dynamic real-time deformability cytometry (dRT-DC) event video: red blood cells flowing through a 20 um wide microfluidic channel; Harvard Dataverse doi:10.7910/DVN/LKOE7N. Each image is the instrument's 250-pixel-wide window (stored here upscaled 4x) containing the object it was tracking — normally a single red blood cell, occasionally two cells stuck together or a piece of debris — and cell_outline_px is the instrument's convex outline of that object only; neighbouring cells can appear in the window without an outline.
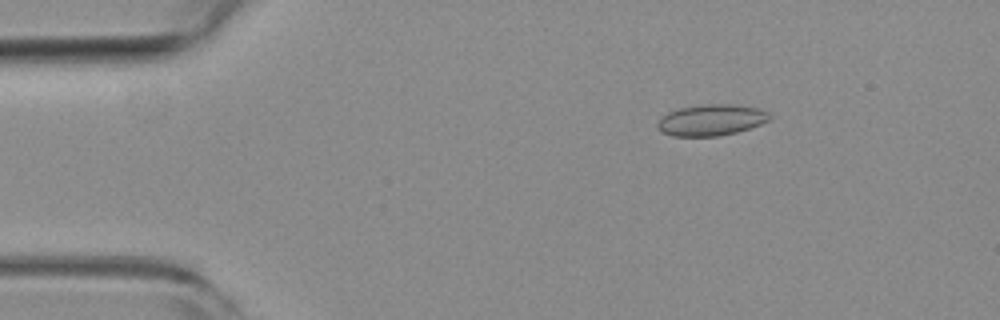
{"species": "common noctule bat (a hibernating species)", "species_latin": "Nyctalus noctula", "temperature_condition": "room temperature", "stored_images_in_passage": 54, "camera_frame_rate_fps": 3000, "um_per_image_px": 0.085, "animal": {"sex": "female", "body_mass_g": 19.3, "forearm_length_mm": 54.1}, "frame": {"image": 1, "passage_image": 8, "time_ms": 2.333, "image_size_px": [1000, 320], "cell_outline_px": [[772, 116], [768, 120], [760, 124], [736, 132], [716, 136], [672, 136], [664, 132], [656, 124], [668, 112], [680, 108], [700, 104], [728, 104], [756, 108], [768, 112]], "centroid_in_image_um": [60.46, 10.19], "position_along_channel_um": 24.5, "area_um2": 20.0}}
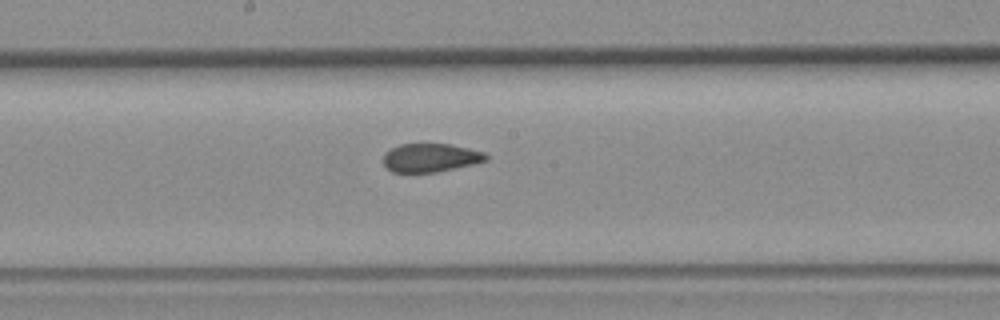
{"frame": {"image": 2, "passage_image": 28, "time_ms": 9.0, "image_size_px": [1000, 320], "cell_outline_px": [[488, 160], [472, 164], [436, 172], [392, 172], [384, 164], [384, 152], [400, 144], [452, 144], [484, 152], [488, 156]], "centroid_in_image_um": [36.6, 13.4], "position_along_channel_um": 211.6, "area_um2": 16.94}}
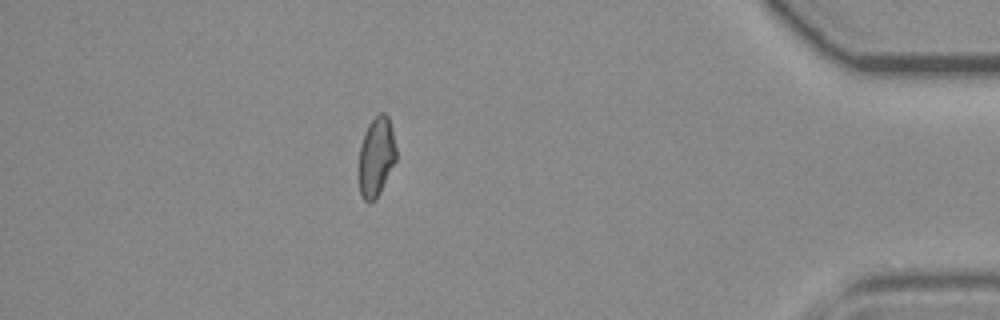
{"frame": {"image": 3, "passage_image": 47, "time_ms": 15.333, "image_size_px": [1000, 320], "cell_outline_px": [[396, 160], [376, 200], [368, 204], [364, 200], [360, 192], [360, 148], [364, 132], [368, 124], [380, 112], [384, 112], [388, 116], [392, 128], [396, 148]], "centroid_in_image_um": [32.0, 13.32], "position_along_channel_um": 403.2, "area_um2": 17.17}, "authors_computed_cell_mechanics": {"area_um2": 18.4382, "velocity_mm_per_s": 3.8035, "shape_relaxation_time_tau1_ms": null, "shape_relaxation_time_tau2_ms": 1.4998, "deformation_change_tau1": null, "deformation_change_tau2": 0.0787}}